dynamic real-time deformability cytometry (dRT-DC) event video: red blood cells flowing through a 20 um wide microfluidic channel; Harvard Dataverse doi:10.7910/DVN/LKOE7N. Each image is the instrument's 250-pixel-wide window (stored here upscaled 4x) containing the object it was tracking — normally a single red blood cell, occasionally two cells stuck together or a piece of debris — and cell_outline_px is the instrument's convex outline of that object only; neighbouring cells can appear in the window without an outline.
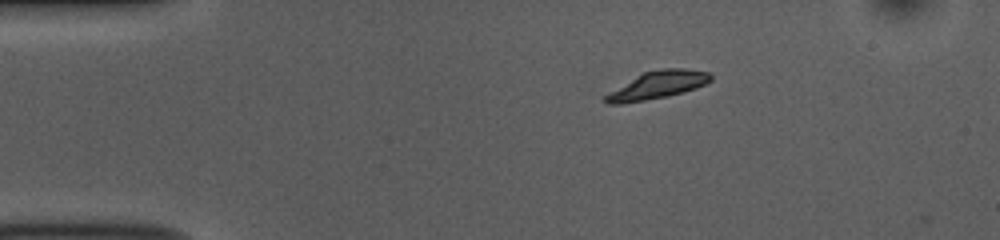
{"species": "common noctule bat (a hibernating species)", "species_latin": "Nyctalus noctula", "temperature_condition": "room temperature", "stored_images_in_passage": 4, "camera_frame_rate_fps": 3000, "um_per_image_px": 0.085, "animal": {"sex": "female", "body_mass_g": 10.0, "forearm_length_mm": 53.1}, "frame": {"image": 1, "passage_image": 1, "time_ms": 0.0, "image_size_px": [1000, 240], "cell_outline_px": [[712, 80], [696, 88], [668, 96], [620, 104], [608, 104], [600, 100], [600, 96], [644, 72], [660, 68], [684, 68], [708, 72], [712, 76]], "centroid_in_image_um": [55.81, 7.24], "position_along_channel_um": 29.2, "area_um2": 17.05}}